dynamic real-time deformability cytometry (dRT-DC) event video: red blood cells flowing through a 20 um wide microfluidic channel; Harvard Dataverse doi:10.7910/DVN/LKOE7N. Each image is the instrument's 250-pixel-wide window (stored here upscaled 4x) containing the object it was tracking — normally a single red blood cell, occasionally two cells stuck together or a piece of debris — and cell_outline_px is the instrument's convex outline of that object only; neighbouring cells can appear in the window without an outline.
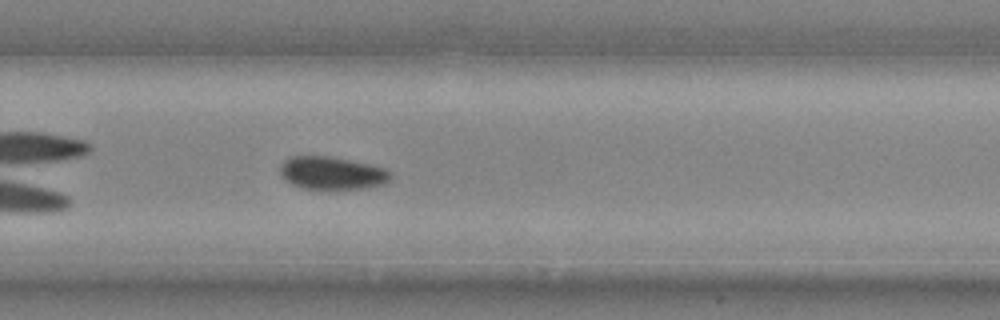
{"species": "common noctule bat (a hibernating species)", "species_latin": "Nyctalus noctula", "temperature_condition": "cold", "stored_images_in_passage": 15, "camera_frame_rate_fps": 3000, "um_per_image_px": 0.085, "animal": {"sex": "male", "body_mass_g": 20.4}, "frame": {"image": 1, "passage_image": 15, "time_ms": 4.667, "image_size_px": [1000, 320], "cell_outline_px": [[392, 176], [384, 184], [364, 188], [300, 188], [284, 180], [280, 172], [280, 164], [284, 160], [292, 156], [328, 156], [368, 164], [384, 168]], "centroid_in_image_um": [28.16, 14.7], "position_along_channel_um": 301.6, "area_um2": 20.81}}